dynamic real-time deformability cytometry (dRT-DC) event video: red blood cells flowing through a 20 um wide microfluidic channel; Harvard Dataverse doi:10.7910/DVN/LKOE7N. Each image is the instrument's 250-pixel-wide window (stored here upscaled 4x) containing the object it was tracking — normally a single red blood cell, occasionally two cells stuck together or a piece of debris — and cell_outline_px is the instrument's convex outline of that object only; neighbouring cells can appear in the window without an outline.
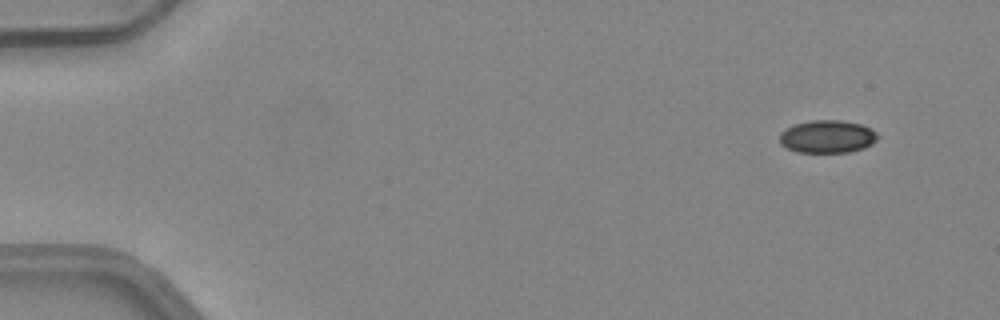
{"species": "common noctule bat (a hibernating species)", "species_latin": "Nyctalus noctula", "temperature_condition": "warm", "stored_images_in_passage": 5, "camera_frame_rate_fps": 3000, "um_per_image_px": 0.085, "animal": {"sex": "female", "body_mass_g": 24.6, "forearm_length_mm": 56.2}, "frame": {"image": 1, "passage_image": 1, "time_ms": 0.0, "image_size_px": [1000, 320], "cell_outline_px": [[880, 136], [872, 144], [864, 148], [848, 152], [796, 152], [780, 144], [780, 132], [796, 124], [812, 120], [840, 120], [860, 124], [872, 128]], "centroid_in_image_um": [70.36, 11.61], "position_along_channel_um": 14.6, "area_um2": 18.73}}